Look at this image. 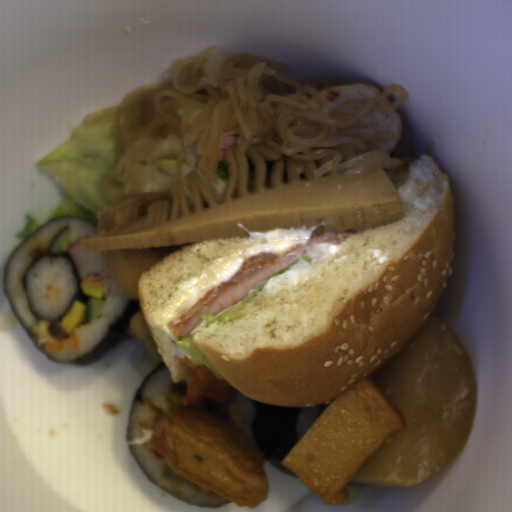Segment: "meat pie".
<instances>
[{"label": "meat pie", "mask_w": 512, "mask_h": 512, "mask_svg": "<svg viewBox=\"0 0 512 512\" xmlns=\"http://www.w3.org/2000/svg\"><path fill=\"white\" fill-rule=\"evenodd\" d=\"M323 222L313 231L311 237L304 243L283 253H260L244 260L239 269L224 283L218 284L205 292L199 300L172 326L171 332L175 336L189 335L200 323L199 317L205 312L213 316L233 306L243 298L248 291L256 285L304 257L314 244H342L351 238L356 229H347L341 233L326 230Z\"/></svg>", "instance_id": "obj_1"}, {"label": "meat pie", "mask_w": 512, "mask_h": 512, "mask_svg": "<svg viewBox=\"0 0 512 512\" xmlns=\"http://www.w3.org/2000/svg\"><path fill=\"white\" fill-rule=\"evenodd\" d=\"M176 360L183 365L188 377L182 406L194 407L205 397L220 402L229 401L236 393L226 378L216 379L211 369L202 364H194L187 355L176 357Z\"/></svg>", "instance_id": "obj_2"}]
</instances>
